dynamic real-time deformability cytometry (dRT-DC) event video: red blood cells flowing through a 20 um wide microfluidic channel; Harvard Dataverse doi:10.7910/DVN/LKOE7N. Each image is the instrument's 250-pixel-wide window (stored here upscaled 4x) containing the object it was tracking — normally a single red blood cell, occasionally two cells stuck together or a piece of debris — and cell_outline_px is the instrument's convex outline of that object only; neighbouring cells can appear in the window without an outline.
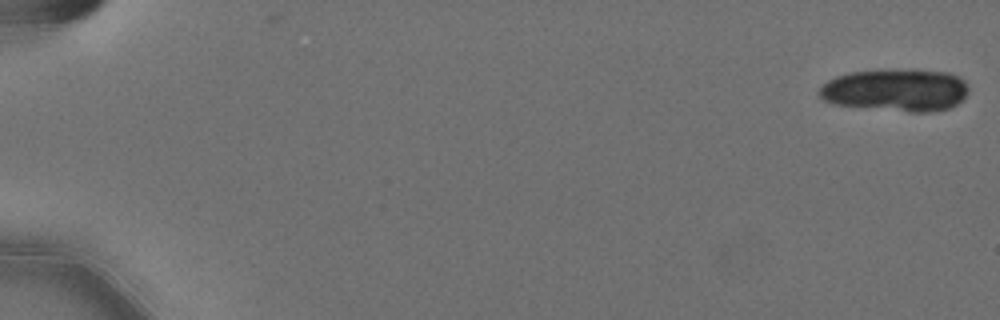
{"species": "Egyptian fruit bat (a non-hibernating species)", "species_latin": "Rousettus aegyptiacus", "temperature_condition": "cold", "stored_images_in_passage": 24, "camera_frame_rate_fps": 3000, "um_per_image_px": 0.085, "animal": {"sex": "female"}, "frame": {"image": 1, "passage_image": 1, "time_ms": 0.0, "image_size_px": [1000, 320], "cell_outline_px": [[968, 92], [964, 100], [948, 108], [928, 112], [908, 112], [832, 104], [824, 100], [816, 92], [820, 84], [836, 76], [848, 72], [948, 72], [960, 76], [968, 84]], "centroid_in_image_um": [76.12, 7.7], "position_along_channel_um": 8.9, "area_um2": 36.36}}